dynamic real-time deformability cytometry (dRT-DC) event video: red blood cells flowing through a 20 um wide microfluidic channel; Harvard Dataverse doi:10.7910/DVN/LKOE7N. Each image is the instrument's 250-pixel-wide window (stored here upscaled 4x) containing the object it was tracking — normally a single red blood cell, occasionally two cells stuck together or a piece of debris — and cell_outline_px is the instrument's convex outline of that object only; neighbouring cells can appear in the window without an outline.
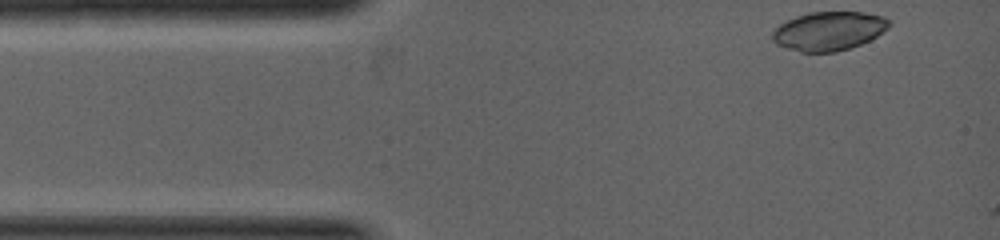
{"species": "common noctule bat (a hibernating species)", "species_latin": "Nyctalus noctula", "temperature_condition": "warm", "stored_images_in_passage": 3, "camera_frame_rate_fps": 5000, "um_per_image_px": 0.085, "animal": {"sex": "female", "body_mass_g": 19.0, "forearm_length_mm": 53.3}, "frame": {"image": 1, "passage_image": 1, "time_ms": 0.0, "image_size_px": [1000, 240], "cell_outline_px": [[892, 24], [888, 28], [876, 36], [860, 44], [836, 52], [800, 52], [776, 44], [772, 40], [772, 28], [796, 16], [808, 12], [864, 12], [884, 16]], "centroid_in_image_um": [70.42, 2.63], "position_along_channel_um": 14.6, "area_um2": 26.47}}